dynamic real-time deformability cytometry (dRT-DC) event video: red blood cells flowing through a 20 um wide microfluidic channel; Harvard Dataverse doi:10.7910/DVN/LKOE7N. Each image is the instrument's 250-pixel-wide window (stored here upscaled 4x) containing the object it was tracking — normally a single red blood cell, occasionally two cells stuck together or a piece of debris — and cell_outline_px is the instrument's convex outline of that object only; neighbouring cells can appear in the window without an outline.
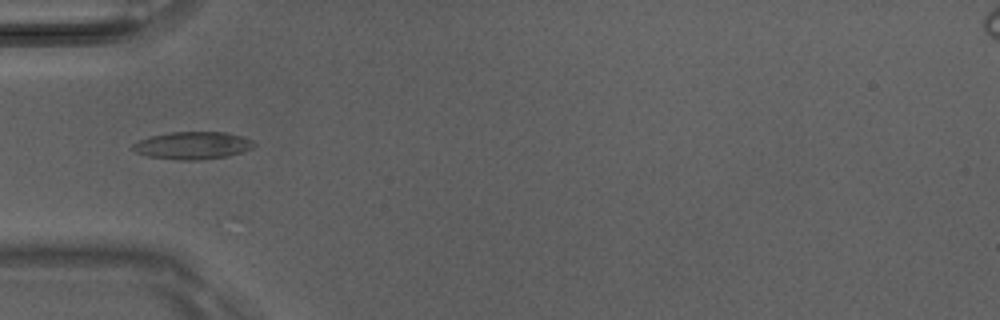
{"species": "Egyptian fruit bat (a non-hibernating species)", "species_latin": "Rousettus aegyptiacus", "temperature_condition": "room temperature", "stored_images_in_passage": 6, "camera_frame_rate_fps": 3000, "um_per_image_px": 0.085, "animal": {"sex": "male"}, "frame": {"image": 1, "passage_image": 4, "time_ms": 1.0, "image_size_px": [1000, 320], "cell_outline_px": [[256, 144], [252, 148], [228, 156], [200, 160], [180, 160], [148, 156], [136, 152], [132, 148], [132, 144], [148, 136], [168, 132], [224, 132], [240, 136], [252, 140]], "centroid_in_image_um": [16.35, 12.36], "position_along_channel_um": 68.6, "area_um2": 19.36}}